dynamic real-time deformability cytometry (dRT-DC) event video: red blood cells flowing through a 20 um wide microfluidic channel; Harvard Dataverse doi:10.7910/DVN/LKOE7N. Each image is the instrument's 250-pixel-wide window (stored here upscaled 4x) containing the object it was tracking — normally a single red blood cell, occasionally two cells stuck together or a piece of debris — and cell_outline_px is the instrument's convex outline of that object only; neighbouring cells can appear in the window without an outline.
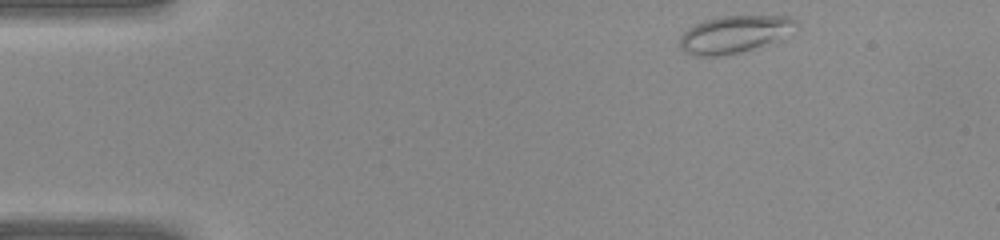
{"species": "common noctule bat (a hibernating species)", "species_latin": "Nyctalus noctula", "temperature_condition": "warm", "stored_images_in_passage": 36, "camera_frame_rate_fps": 3000, "um_per_image_px": 0.085, "animal": {"sex": "female", "body_mass_g": 22.0, "forearm_length_mm": 56.7}, "frame": {"image": 1, "passage_image": 1, "time_ms": 0.0, "image_size_px": [1000, 240], "cell_outline_px": [[796, 24], [772, 40], [752, 48], [736, 52], [716, 56], [692, 56], [684, 52], [680, 48], [680, 36], [688, 28], [704, 20], [720, 16], [792, 16], [796, 20]], "centroid_in_image_um": [62.26, 2.9], "position_along_channel_um": 22.7, "area_um2": 24.22}}
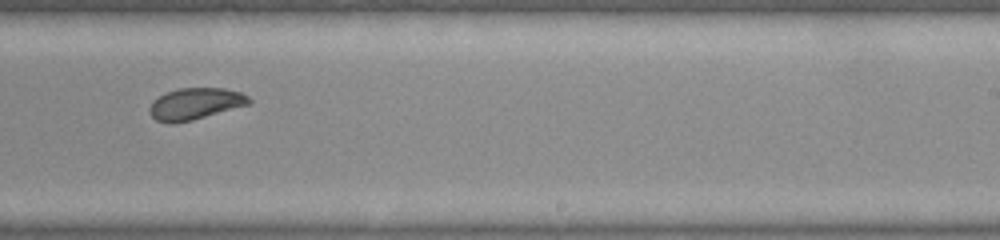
{"frame": {"image": 2, "passage_image": 21, "time_ms": 6.667, "image_size_px": [1000, 240], "cell_outline_px": [[252, 104], [192, 120], [172, 124], [168, 124], [156, 120], [152, 116], [148, 108], [152, 100], [168, 92], [180, 88], [224, 88], [240, 92], [248, 96], [252, 100]], "centroid_in_image_um": [16.61, 8.83], "position_along_channel_um": 272.4, "area_um2": 18.44}}
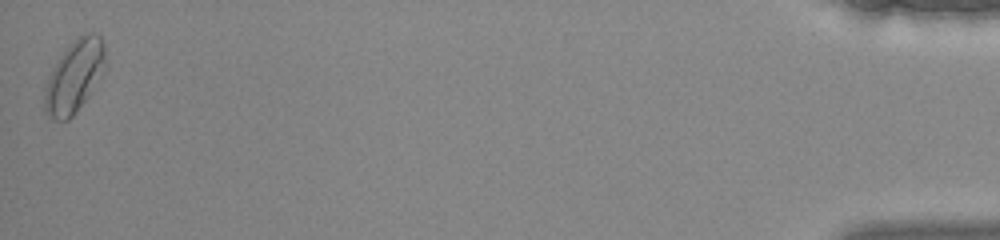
{"frame": {"image": 3, "passage_image": 36, "time_ms": 11.667, "image_size_px": [1000, 240], "cell_outline_px": [[104, 68], [84, 100], [76, 112], [68, 120], [56, 120], [48, 116], [44, 108], [44, 88], [48, 76], [60, 56], [72, 40], [84, 32], [92, 32], [100, 36], [104, 44]], "centroid_in_image_um": [6.28, 6.46], "position_along_channel_um": 428.9, "area_um2": 25.09}}